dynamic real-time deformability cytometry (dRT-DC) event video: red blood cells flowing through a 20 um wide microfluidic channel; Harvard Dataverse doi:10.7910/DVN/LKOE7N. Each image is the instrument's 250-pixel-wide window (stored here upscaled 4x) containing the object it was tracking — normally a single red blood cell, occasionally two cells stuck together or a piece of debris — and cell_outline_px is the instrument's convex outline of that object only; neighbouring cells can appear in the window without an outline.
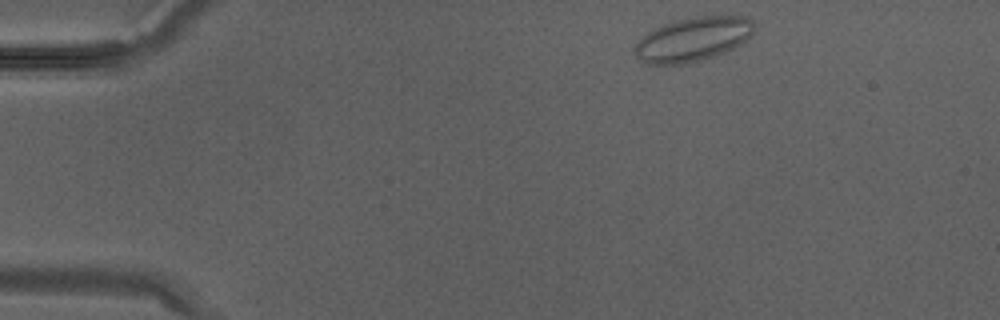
{"species": "Egyptian fruit bat (a non-hibernating species)", "species_latin": "Rousettus aegyptiacus", "temperature_condition": "warm", "stored_images_in_passage": 30, "camera_frame_rate_fps": 3000, "um_per_image_px": 0.085, "animal": {"sex": "male"}, "frame": {"image": 1, "passage_image": 1, "time_ms": 0.0, "image_size_px": [1000, 320], "cell_outline_px": [[756, 28], [740, 44], [732, 48], [712, 56], [700, 60], [684, 64], [648, 64], [636, 56], [632, 52], [636, 44], [648, 32], [664, 24], [676, 20], [696, 16], [744, 16], [752, 20]], "centroid_in_image_um": [58.89, 3.33], "position_along_channel_um": 26.1, "area_um2": 30.23}}
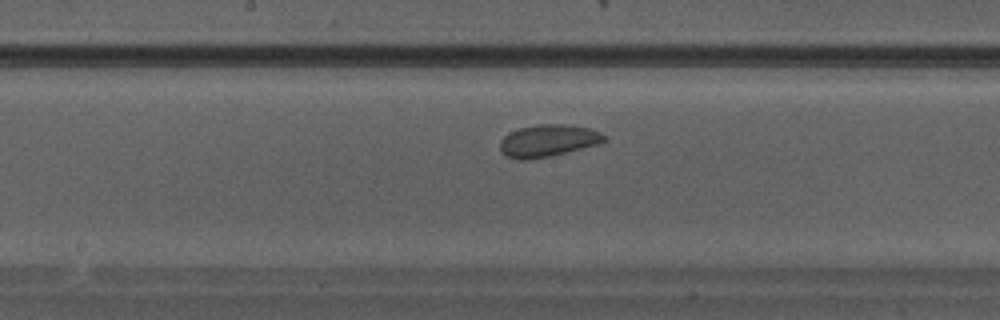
{"frame": {"image": 2, "passage_image": 14, "time_ms": 4.333, "image_size_px": [1000, 320], "cell_outline_px": [[608, 140], [600, 144], [548, 156], [528, 160], [520, 160], [504, 156], [500, 152], [500, 140], [504, 136], [520, 128], [540, 124], [564, 124], [588, 128], [600, 132], [608, 136]], "centroid_in_image_um": [46.59, 11.96], "position_along_channel_um": 201.6, "area_um2": 19.54}}
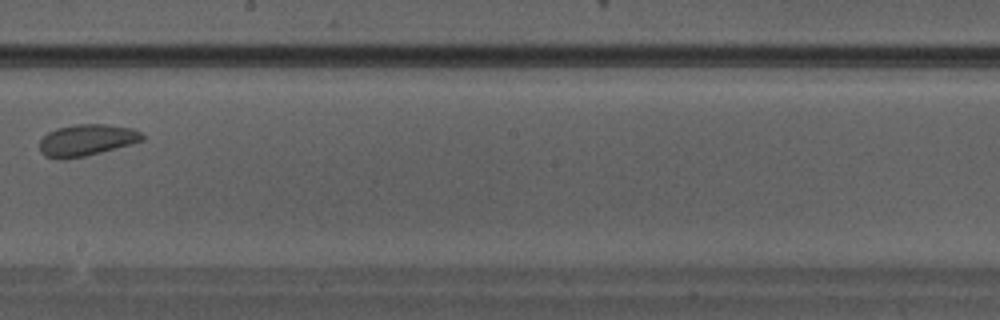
{"frame": {"image": 3, "passage_image": 16, "time_ms": 5.0, "image_size_px": [1000, 320], "cell_outline_px": [[144, 140], [100, 152], [84, 156], [44, 156], [40, 152], [40, 140], [48, 132], [56, 128], [76, 124], [104, 124], [132, 128], [140, 132], [144, 136]], "centroid_in_image_um": [7.38, 11.86], "position_along_channel_um": 240.8, "area_um2": 18.21}}